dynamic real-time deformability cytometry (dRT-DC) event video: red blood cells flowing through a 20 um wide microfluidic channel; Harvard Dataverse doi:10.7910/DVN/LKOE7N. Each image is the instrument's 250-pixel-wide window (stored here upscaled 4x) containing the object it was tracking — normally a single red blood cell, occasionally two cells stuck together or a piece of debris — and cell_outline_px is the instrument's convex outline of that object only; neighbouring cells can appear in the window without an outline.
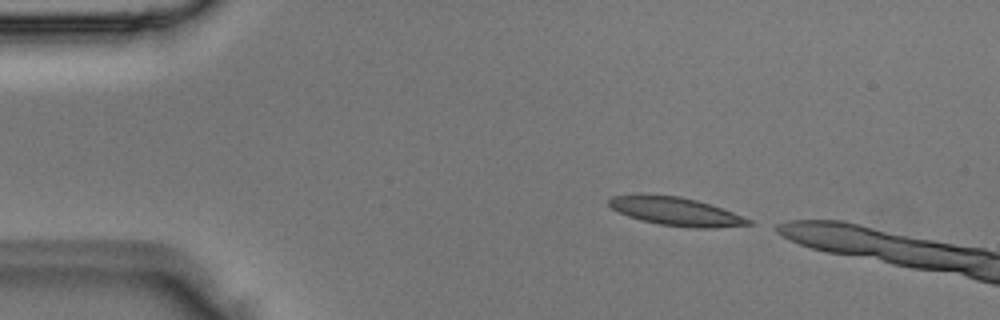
{"species": "Egyptian fruit bat (a non-hibernating species)", "species_latin": "Rousettus aegyptiacus", "temperature_condition": "room temperature", "stored_images_in_passage": 2, "camera_frame_rate_fps": 3000, "um_per_image_px": 0.085, "animal": {"sex": "male"}, "frame": {"image": 1, "passage_image": 1, "time_ms": 0.0, "image_size_px": [1000, 320], "cell_outline_px": [[752, 224], [712, 228], [692, 228], [660, 224], [628, 216], [612, 208], [608, 204], [608, 200], [612, 196], [640, 192], [680, 196], [696, 200], [732, 212], [752, 220]], "centroid_in_image_um": [57.38, 17.93], "position_along_channel_um": 27.6, "area_um2": 23.12}}